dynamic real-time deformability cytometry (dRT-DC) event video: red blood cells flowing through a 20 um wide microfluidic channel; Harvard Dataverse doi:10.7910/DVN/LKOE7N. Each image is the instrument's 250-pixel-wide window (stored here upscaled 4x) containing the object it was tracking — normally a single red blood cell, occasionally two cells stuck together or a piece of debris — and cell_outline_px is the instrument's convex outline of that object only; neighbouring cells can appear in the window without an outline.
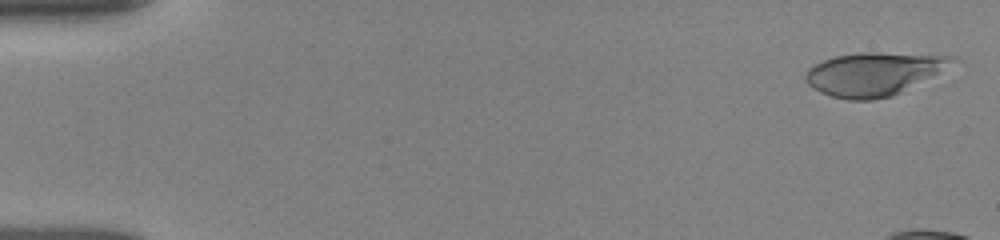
{"species": "human", "species_latin": "Homo sapiens", "temperature_condition": "room temperature", "stored_images_in_passage": 4, "camera_frame_rate_fps": 3000, "um_per_image_px": 0.085, "donor": {"sex": "female"}, "frame": {"image": 1, "passage_image": 1, "time_ms": 0.0, "image_size_px": [1000, 240], "cell_outline_px": [[960, 60], [900, 92], [892, 96], [872, 100], [848, 100], [832, 96], [820, 92], [812, 88], [804, 80], [804, 76], [808, 68], [812, 64], [836, 56], [860, 52], [876, 52], [956, 56]], "centroid_in_image_um": [74.22, 6.27], "position_along_channel_um": 10.8, "area_um2": 36.76}}